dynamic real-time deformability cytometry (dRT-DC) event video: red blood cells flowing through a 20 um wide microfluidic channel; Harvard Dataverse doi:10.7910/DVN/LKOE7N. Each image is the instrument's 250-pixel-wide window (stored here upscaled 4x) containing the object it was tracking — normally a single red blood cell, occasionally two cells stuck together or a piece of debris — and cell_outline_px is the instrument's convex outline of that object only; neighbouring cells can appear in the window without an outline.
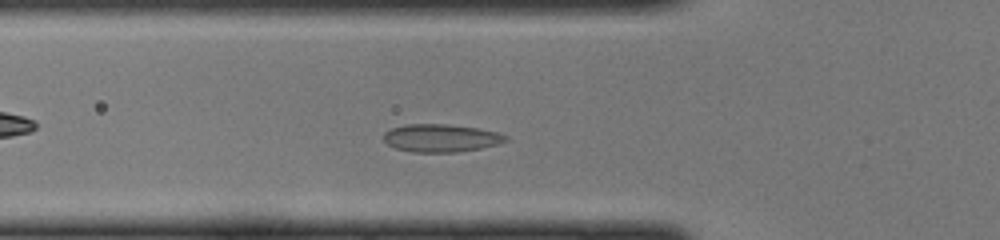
{"species": "common noctule bat (a hibernating species)", "species_latin": "Nyctalus noctula", "temperature_condition": "cold", "stored_images_in_passage": 27, "camera_frame_rate_fps": 3000, "um_per_image_px": 0.085, "animal": {"sex": "female", "body_mass_g": 22.0, "forearm_length_mm": 56.7}, "frame": {"image": 1, "passage_image": 2, "time_ms": 0.333, "image_size_px": [1000, 240], "cell_outline_px": [[508, 140], [496, 144], [480, 148], [456, 152], [412, 152], [396, 148], [388, 144], [384, 140], [384, 132], [392, 128], [404, 124], [448, 124], [476, 128], [496, 132], [508, 136]], "centroid_in_image_um": [37.46, 11.73], "position_along_channel_um": 88.3, "area_um2": 19.65}}
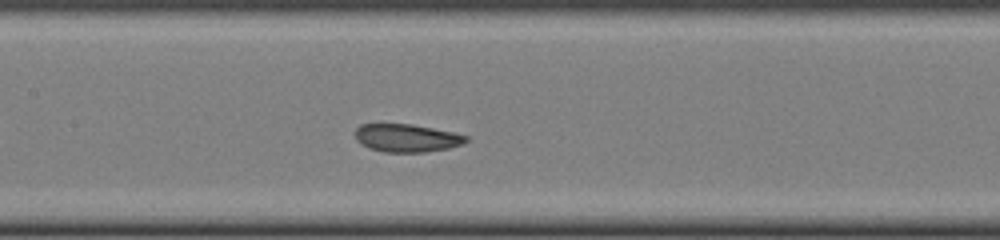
{"frame": {"image": 2, "passage_image": 8, "time_ms": 2.333, "image_size_px": [1000, 240], "cell_outline_px": [[468, 140], [464, 144], [448, 148], [424, 152], [384, 152], [368, 148], [360, 144], [356, 140], [356, 128], [360, 124], [412, 124], [452, 132], [468, 136]], "centroid_in_image_um": [34.56, 11.73], "position_along_channel_um": 172.8, "area_um2": 18.09}}
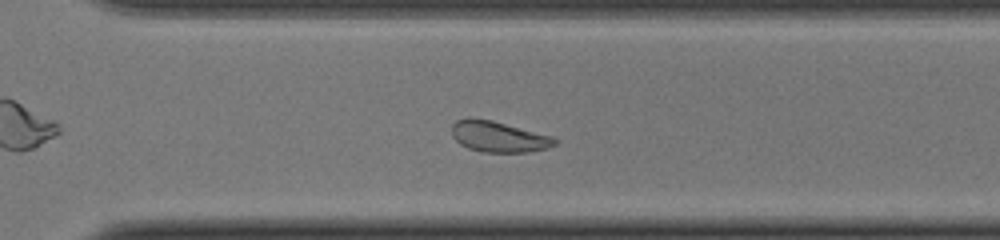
{"frame": {"image": 3, "passage_image": 19, "time_ms": 6.0, "image_size_px": [1000, 240], "cell_outline_px": [[556, 144], [548, 148], [528, 152], [484, 152], [468, 148], [460, 144], [452, 136], [452, 124], [456, 120], [492, 120], [552, 136], [556, 140]], "centroid_in_image_um": [42.4, 11.65], "position_along_channel_um": 328.2, "area_um2": 18.09}}